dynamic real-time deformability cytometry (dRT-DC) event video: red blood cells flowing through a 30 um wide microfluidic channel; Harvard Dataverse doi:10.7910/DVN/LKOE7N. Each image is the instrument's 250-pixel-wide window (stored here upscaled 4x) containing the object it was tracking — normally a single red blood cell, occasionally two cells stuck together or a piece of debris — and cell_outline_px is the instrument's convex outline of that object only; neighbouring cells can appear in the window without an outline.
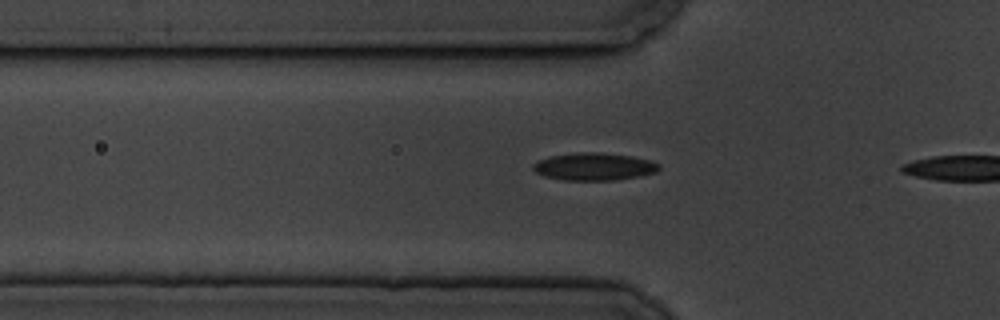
{"species": "common noctule bat (a hibernating species)", "species_latin": "Nyctalus noctula", "temperature_condition": "cold", "stored_images_in_passage": 9, "camera_frame_rate_fps": 3000, "um_per_image_px": 0.085, "animal": {"sex": "male", "body_mass_g": 19.5, "forearm_length_mm": 54.6}, "frame": {"image": 1, "passage_image": 7, "time_ms": 2.0, "image_size_px": [1000, 320], "cell_outline_px": [[660, 168], [656, 172], [640, 176], [616, 180], [564, 180], [544, 176], [536, 172], [532, 168], [532, 164], [536, 160], [548, 156], [580, 152], [596, 152], [632, 156], [652, 160], [660, 164]], "centroid_in_image_um": [50.49, 14.15], "position_along_channel_um": 75.3, "area_um2": 20.4}}